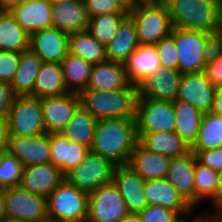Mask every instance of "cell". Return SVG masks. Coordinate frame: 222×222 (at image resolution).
<instances>
[{
  "mask_svg": "<svg viewBox=\"0 0 222 222\" xmlns=\"http://www.w3.org/2000/svg\"><path fill=\"white\" fill-rule=\"evenodd\" d=\"M137 143L135 119H104L97 121L90 150L121 166L127 165Z\"/></svg>",
  "mask_w": 222,
  "mask_h": 222,
  "instance_id": "1",
  "label": "cell"
},
{
  "mask_svg": "<svg viewBox=\"0 0 222 222\" xmlns=\"http://www.w3.org/2000/svg\"><path fill=\"white\" fill-rule=\"evenodd\" d=\"M78 95L80 105L97 121L111 118L135 119L138 99L135 85L128 84L115 91L85 88Z\"/></svg>",
  "mask_w": 222,
  "mask_h": 222,
  "instance_id": "2",
  "label": "cell"
},
{
  "mask_svg": "<svg viewBox=\"0 0 222 222\" xmlns=\"http://www.w3.org/2000/svg\"><path fill=\"white\" fill-rule=\"evenodd\" d=\"M173 27L216 33L222 22V0H162Z\"/></svg>",
  "mask_w": 222,
  "mask_h": 222,
  "instance_id": "3",
  "label": "cell"
},
{
  "mask_svg": "<svg viewBox=\"0 0 222 222\" xmlns=\"http://www.w3.org/2000/svg\"><path fill=\"white\" fill-rule=\"evenodd\" d=\"M135 24L139 44H156L173 28L168 8L162 0H145L128 15Z\"/></svg>",
  "mask_w": 222,
  "mask_h": 222,
  "instance_id": "4",
  "label": "cell"
},
{
  "mask_svg": "<svg viewBox=\"0 0 222 222\" xmlns=\"http://www.w3.org/2000/svg\"><path fill=\"white\" fill-rule=\"evenodd\" d=\"M89 194L64 179L47 197L48 218L61 222H86Z\"/></svg>",
  "mask_w": 222,
  "mask_h": 222,
  "instance_id": "5",
  "label": "cell"
},
{
  "mask_svg": "<svg viewBox=\"0 0 222 222\" xmlns=\"http://www.w3.org/2000/svg\"><path fill=\"white\" fill-rule=\"evenodd\" d=\"M6 120L10 136L47 134L41 98L32 95L15 96Z\"/></svg>",
  "mask_w": 222,
  "mask_h": 222,
  "instance_id": "6",
  "label": "cell"
},
{
  "mask_svg": "<svg viewBox=\"0 0 222 222\" xmlns=\"http://www.w3.org/2000/svg\"><path fill=\"white\" fill-rule=\"evenodd\" d=\"M116 165L99 153L89 150L85 158L65 179L79 190L90 194L102 185L112 182Z\"/></svg>",
  "mask_w": 222,
  "mask_h": 222,
  "instance_id": "7",
  "label": "cell"
},
{
  "mask_svg": "<svg viewBox=\"0 0 222 222\" xmlns=\"http://www.w3.org/2000/svg\"><path fill=\"white\" fill-rule=\"evenodd\" d=\"M211 35L204 31L172 28L170 36L178 52V71L181 74L203 71L204 45Z\"/></svg>",
  "mask_w": 222,
  "mask_h": 222,
  "instance_id": "8",
  "label": "cell"
},
{
  "mask_svg": "<svg viewBox=\"0 0 222 222\" xmlns=\"http://www.w3.org/2000/svg\"><path fill=\"white\" fill-rule=\"evenodd\" d=\"M135 120L137 134L173 131L176 126L173 102L138 97Z\"/></svg>",
  "mask_w": 222,
  "mask_h": 222,
  "instance_id": "9",
  "label": "cell"
},
{
  "mask_svg": "<svg viewBox=\"0 0 222 222\" xmlns=\"http://www.w3.org/2000/svg\"><path fill=\"white\" fill-rule=\"evenodd\" d=\"M7 219L40 222L48 218L47 197L33 194L20 185L4 188Z\"/></svg>",
  "mask_w": 222,
  "mask_h": 222,
  "instance_id": "10",
  "label": "cell"
},
{
  "mask_svg": "<svg viewBox=\"0 0 222 222\" xmlns=\"http://www.w3.org/2000/svg\"><path fill=\"white\" fill-rule=\"evenodd\" d=\"M128 214L124 199L113 182L89 194L86 222H119Z\"/></svg>",
  "mask_w": 222,
  "mask_h": 222,
  "instance_id": "11",
  "label": "cell"
},
{
  "mask_svg": "<svg viewBox=\"0 0 222 222\" xmlns=\"http://www.w3.org/2000/svg\"><path fill=\"white\" fill-rule=\"evenodd\" d=\"M5 7L29 36L52 27L53 5L49 0H14Z\"/></svg>",
  "mask_w": 222,
  "mask_h": 222,
  "instance_id": "12",
  "label": "cell"
},
{
  "mask_svg": "<svg viewBox=\"0 0 222 222\" xmlns=\"http://www.w3.org/2000/svg\"><path fill=\"white\" fill-rule=\"evenodd\" d=\"M144 195L148 205L176 211L184 220L195 213L194 207L166 178L146 180Z\"/></svg>",
  "mask_w": 222,
  "mask_h": 222,
  "instance_id": "13",
  "label": "cell"
},
{
  "mask_svg": "<svg viewBox=\"0 0 222 222\" xmlns=\"http://www.w3.org/2000/svg\"><path fill=\"white\" fill-rule=\"evenodd\" d=\"M29 49L44 63H61L69 53V34L51 27L30 35Z\"/></svg>",
  "mask_w": 222,
  "mask_h": 222,
  "instance_id": "14",
  "label": "cell"
},
{
  "mask_svg": "<svg viewBox=\"0 0 222 222\" xmlns=\"http://www.w3.org/2000/svg\"><path fill=\"white\" fill-rule=\"evenodd\" d=\"M43 119L47 133H60L80 105L78 93L41 97Z\"/></svg>",
  "mask_w": 222,
  "mask_h": 222,
  "instance_id": "15",
  "label": "cell"
},
{
  "mask_svg": "<svg viewBox=\"0 0 222 222\" xmlns=\"http://www.w3.org/2000/svg\"><path fill=\"white\" fill-rule=\"evenodd\" d=\"M215 89L203 72L182 74L176 100L190 103L206 114L211 112Z\"/></svg>",
  "mask_w": 222,
  "mask_h": 222,
  "instance_id": "16",
  "label": "cell"
},
{
  "mask_svg": "<svg viewBox=\"0 0 222 222\" xmlns=\"http://www.w3.org/2000/svg\"><path fill=\"white\" fill-rule=\"evenodd\" d=\"M112 182L122 195L129 214H138L148 206L144 195L145 180L130 167L116 166Z\"/></svg>",
  "mask_w": 222,
  "mask_h": 222,
  "instance_id": "17",
  "label": "cell"
},
{
  "mask_svg": "<svg viewBox=\"0 0 222 222\" xmlns=\"http://www.w3.org/2000/svg\"><path fill=\"white\" fill-rule=\"evenodd\" d=\"M8 152L23 165L47 164L51 161L49 134L10 136Z\"/></svg>",
  "mask_w": 222,
  "mask_h": 222,
  "instance_id": "18",
  "label": "cell"
},
{
  "mask_svg": "<svg viewBox=\"0 0 222 222\" xmlns=\"http://www.w3.org/2000/svg\"><path fill=\"white\" fill-rule=\"evenodd\" d=\"M65 179L61 170L51 163L23 167L20 186L26 191L48 197Z\"/></svg>",
  "mask_w": 222,
  "mask_h": 222,
  "instance_id": "19",
  "label": "cell"
},
{
  "mask_svg": "<svg viewBox=\"0 0 222 222\" xmlns=\"http://www.w3.org/2000/svg\"><path fill=\"white\" fill-rule=\"evenodd\" d=\"M182 74L178 70L160 69L147 76L138 86V97L174 102Z\"/></svg>",
  "mask_w": 222,
  "mask_h": 222,
  "instance_id": "20",
  "label": "cell"
},
{
  "mask_svg": "<svg viewBox=\"0 0 222 222\" xmlns=\"http://www.w3.org/2000/svg\"><path fill=\"white\" fill-rule=\"evenodd\" d=\"M124 69L129 84L135 86L162 69L155 44H140L124 63Z\"/></svg>",
  "mask_w": 222,
  "mask_h": 222,
  "instance_id": "21",
  "label": "cell"
},
{
  "mask_svg": "<svg viewBox=\"0 0 222 222\" xmlns=\"http://www.w3.org/2000/svg\"><path fill=\"white\" fill-rule=\"evenodd\" d=\"M49 144L50 163L58 167L64 176L73 170L90 150L86 146L70 141L61 132L49 133Z\"/></svg>",
  "mask_w": 222,
  "mask_h": 222,
  "instance_id": "22",
  "label": "cell"
},
{
  "mask_svg": "<svg viewBox=\"0 0 222 222\" xmlns=\"http://www.w3.org/2000/svg\"><path fill=\"white\" fill-rule=\"evenodd\" d=\"M170 161L171 157L149 151L138 142L127 166L146 181L166 178Z\"/></svg>",
  "mask_w": 222,
  "mask_h": 222,
  "instance_id": "23",
  "label": "cell"
},
{
  "mask_svg": "<svg viewBox=\"0 0 222 222\" xmlns=\"http://www.w3.org/2000/svg\"><path fill=\"white\" fill-rule=\"evenodd\" d=\"M88 22L84 0L53 4L52 27L70 34L87 30Z\"/></svg>",
  "mask_w": 222,
  "mask_h": 222,
  "instance_id": "24",
  "label": "cell"
},
{
  "mask_svg": "<svg viewBox=\"0 0 222 222\" xmlns=\"http://www.w3.org/2000/svg\"><path fill=\"white\" fill-rule=\"evenodd\" d=\"M196 155L189 152L186 155L171 158L166 179L194 207V175Z\"/></svg>",
  "mask_w": 222,
  "mask_h": 222,
  "instance_id": "25",
  "label": "cell"
},
{
  "mask_svg": "<svg viewBox=\"0 0 222 222\" xmlns=\"http://www.w3.org/2000/svg\"><path fill=\"white\" fill-rule=\"evenodd\" d=\"M139 45L134 21L127 16L106 46L107 61L124 64Z\"/></svg>",
  "mask_w": 222,
  "mask_h": 222,
  "instance_id": "26",
  "label": "cell"
},
{
  "mask_svg": "<svg viewBox=\"0 0 222 222\" xmlns=\"http://www.w3.org/2000/svg\"><path fill=\"white\" fill-rule=\"evenodd\" d=\"M129 84L124 64L105 61L92 66L88 89L115 91Z\"/></svg>",
  "mask_w": 222,
  "mask_h": 222,
  "instance_id": "27",
  "label": "cell"
},
{
  "mask_svg": "<svg viewBox=\"0 0 222 222\" xmlns=\"http://www.w3.org/2000/svg\"><path fill=\"white\" fill-rule=\"evenodd\" d=\"M137 135L138 142L147 150L171 158L180 157L191 152L187 144L174 130Z\"/></svg>",
  "mask_w": 222,
  "mask_h": 222,
  "instance_id": "28",
  "label": "cell"
},
{
  "mask_svg": "<svg viewBox=\"0 0 222 222\" xmlns=\"http://www.w3.org/2000/svg\"><path fill=\"white\" fill-rule=\"evenodd\" d=\"M175 113L174 131L191 148L199 134L203 113L187 102L175 100L173 102Z\"/></svg>",
  "mask_w": 222,
  "mask_h": 222,
  "instance_id": "29",
  "label": "cell"
},
{
  "mask_svg": "<svg viewBox=\"0 0 222 222\" xmlns=\"http://www.w3.org/2000/svg\"><path fill=\"white\" fill-rule=\"evenodd\" d=\"M30 36L6 7H0V50L22 53L29 49Z\"/></svg>",
  "mask_w": 222,
  "mask_h": 222,
  "instance_id": "30",
  "label": "cell"
},
{
  "mask_svg": "<svg viewBox=\"0 0 222 222\" xmlns=\"http://www.w3.org/2000/svg\"><path fill=\"white\" fill-rule=\"evenodd\" d=\"M42 60L30 49L20 54L18 70L11 82L14 94L32 95Z\"/></svg>",
  "mask_w": 222,
  "mask_h": 222,
  "instance_id": "31",
  "label": "cell"
},
{
  "mask_svg": "<svg viewBox=\"0 0 222 222\" xmlns=\"http://www.w3.org/2000/svg\"><path fill=\"white\" fill-rule=\"evenodd\" d=\"M96 124V118L79 105L61 133L70 141H74L90 149L93 143Z\"/></svg>",
  "mask_w": 222,
  "mask_h": 222,
  "instance_id": "32",
  "label": "cell"
},
{
  "mask_svg": "<svg viewBox=\"0 0 222 222\" xmlns=\"http://www.w3.org/2000/svg\"><path fill=\"white\" fill-rule=\"evenodd\" d=\"M63 80L60 63H42L32 96L41 98L46 96H60L68 93Z\"/></svg>",
  "mask_w": 222,
  "mask_h": 222,
  "instance_id": "33",
  "label": "cell"
},
{
  "mask_svg": "<svg viewBox=\"0 0 222 222\" xmlns=\"http://www.w3.org/2000/svg\"><path fill=\"white\" fill-rule=\"evenodd\" d=\"M69 52L92 65L107 61L106 46L99 43L88 30L69 34Z\"/></svg>",
  "mask_w": 222,
  "mask_h": 222,
  "instance_id": "34",
  "label": "cell"
},
{
  "mask_svg": "<svg viewBox=\"0 0 222 222\" xmlns=\"http://www.w3.org/2000/svg\"><path fill=\"white\" fill-rule=\"evenodd\" d=\"M63 80L69 92L79 93L87 88L92 64L70 52L61 61Z\"/></svg>",
  "mask_w": 222,
  "mask_h": 222,
  "instance_id": "35",
  "label": "cell"
},
{
  "mask_svg": "<svg viewBox=\"0 0 222 222\" xmlns=\"http://www.w3.org/2000/svg\"><path fill=\"white\" fill-rule=\"evenodd\" d=\"M222 147V118L211 112L203 115L199 134L190 148L197 155L200 151Z\"/></svg>",
  "mask_w": 222,
  "mask_h": 222,
  "instance_id": "36",
  "label": "cell"
},
{
  "mask_svg": "<svg viewBox=\"0 0 222 222\" xmlns=\"http://www.w3.org/2000/svg\"><path fill=\"white\" fill-rule=\"evenodd\" d=\"M220 173L213 171L211 168L201 164L198 160L195 162L194 175V209L199 203L208 202L213 198Z\"/></svg>",
  "mask_w": 222,
  "mask_h": 222,
  "instance_id": "37",
  "label": "cell"
},
{
  "mask_svg": "<svg viewBox=\"0 0 222 222\" xmlns=\"http://www.w3.org/2000/svg\"><path fill=\"white\" fill-rule=\"evenodd\" d=\"M129 14H102L89 18L87 30L101 44L107 46L117 34L122 21Z\"/></svg>",
  "mask_w": 222,
  "mask_h": 222,
  "instance_id": "38",
  "label": "cell"
},
{
  "mask_svg": "<svg viewBox=\"0 0 222 222\" xmlns=\"http://www.w3.org/2000/svg\"><path fill=\"white\" fill-rule=\"evenodd\" d=\"M23 165L9 152L0 156V188L19 186L22 180Z\"/></svg>",
  "mask_w": 222,
  "mask_h": 222,
  "instance_id": "39",
  "label": "cell"
},
{
  "mask_svg": "<svg viewBox=\"0 0 222 222\" xmlns=\"http://www.w3.org/2000/svg\"><path fill=\"white\" fill-rule=\"evenodd\" d=\"M88 17L102 14H129V10L119 0H84Z\"/></svg>",
  "mask_w": 222,
  "mask_h": 222,
  "instance_id": "40",
  "label": "cell"
},
{
  "mask_svg": "<svg viewBox=\"0 0 222 222\" xmlns=\"http://www.w3.org/2000/svg\"><path fill=\"white\" fill-rule=\"evenodd\" d=\"M138 216L141 222H183L184 219L176 212L159 205L146 206Z\"/></svg>",
  "mask_w": 222,
  "mask_h": 222,
  "instance_id": "41",
  "label": "cell"
},
{
  "mask_svg": "<svg viewBox=\"0 0 222 222\" xmlns=\"http://www.w3.org/2000/svg\"><path fill=\"white\" fill-rule=\"evenodd\" d=\"M163 69L178 70V52L174 39L169 35L155 44Z\"/></svg>",
  "mask_w": 222,
  "mask_h": 222,
  "instance_id": "42",
  "label": "cell"
},
{
  "mask_svg": "<svg viewBox=\"0 0 222 222\" xmlns=\"http://www.w3.org/2000/svg\"><path fill=\"white\" fill-rule=\"evenodd\" d=\"M19 52L0 50V81L12 82L20 62Z\"/></svg>",
  "mask_w": 222,
  "mask_h": 222,
  "instance_id": "43",
  "label": "cell"
},
{
  "mask_svg": "<svg viewBox=\"0 0 222 222\" xmlns=\"http://www.w3.org/2000/svg\"><path fill=\"white\" fill-rule=\"evenodd\" d=\"M196 157L201 164L213 171L218 173L222 171V147L200 151Z\"/></svg>",
  "mask_w": 222,
  "mask_h": 222,
  "instance_id": "44",
  "label": "cell"
},
{
  "mask_svg": "<svg viewBox=\"0 0 222 222\" xmlns=\"http://www.w3.org/2000/svg\"><path fill=\"white\" fill-rule=\"evenodd\" d=\"M222 54V41L217 33L212 34L204 45L205 65L217 61Z\"/></svg>",
  "mask_w": 222,
  "mask_h": 222,
  "instance_id": "45",
  "label": "cell"
},
{
  "mask_svg": "<svg viewBox=\"0 0 222 222\" xmlns=\"http://www.w3.org/2000/svg\"><path fill=\"white\" fill-rule=\"evenodd\" d=\"M15 96L11 84L0 81V119H6Z\"/></svg>",
  "mask_w": 222,
  "mask_h": 222,
  "instance_id": "46",
  "label": "cell"
},
{
  "mask_svg": "<svg viewBox=\"0 0 222 222\" xmlns=\"http://www.w3.org/2000/svg\"><path fill=\"white\" fill-rule=\"evenodd\" d=\"M202 72L212 85L222 87V54L217 61L205 65Z\"/></svg>",
  "mask_w": 222,
  "mask_h": 222,
  "instance_id": "47",
  "label": "cell"
},
{
  "mask_svg": "<svg viewBox=\"0 0 222 222\" xmlns=\"http://www.w3.org/2000/svg\"><path fill=\"white\" fill-rule=\"evenodd\" d=\"M210 204H212V207H214L210 212H202L203 214L222 217V177H219L218 185L216 192L213 196V198L210 200ZM215 209V210H214Z\"/></svg>",
  "mask_w": 222,
  "mask_h": 222,
  "instance_id": "48",
  "label": "cell"
},
{
  "mask_svg": "<svg viewBox=\"0 0 222 222\" xmlns=\"http://www.w3.org/2000/svg\"><path fill=\"white\" fill-rule=\"evenodd\" d=\"M10 131L6 119H0V156L9 150Z\"/></svg>",
  "mask_w": 222,
  "mask_h": 222,
  "instance_id": "49",
  "label": "cell"
},
{
  "mask_svg": "<svg viewBox=\"0 0 222 222\" xmlns=\"http://www.w3.org/2000/svg\"><path fill=\"white\" fill-rule=\"evenodd\" d=\"M211 113L222 118V87L215 89Z\"/></svg>",
  "mask_w": 222,
  "mask_h": 222,
  "instance_id": "50",
  "label": "cell"
},
{
  "mask_svg": "<svg viewBox=\"0 0 222 222\" xmlns=\"http://www.w3.org/2000/svg\"><path fill=\"white\" fill-rule=\"evenodd\" d=\"M192 217L186 218L183 222H222V217L207 215L200 212Z\"/></svg>",
  "mask_w": 222,
  "mask_h": 222,
  "instance_id": "51",
  "label": "cell"
},
{
  "mask_svg": "<svg viewBox=\"0 0 222 222\" xmlns=\"http://www.w3.org/2000/svg\"><path fill=\"white\" fill-rule=\"evenodd\" d=\"M7 218L5 212L4 188H0V222Z\"/></svg>",
  "mask_w": 222,
  "mask_h": 222,
  "instance_id": "52",
  "label": "cell"
},
{
  "mask_svg": "<svg viewBox=\"0 0 222 222\" xmlns=\"http://www.w3.org/2000/svg\"><path fill=\"white\" fill-rule=\"evenodd\" d=\"M123 3V5L128 9L131 10L133 8H136L140 3H142L145 0H119Z\"/></svg>",
  "mask_w": 222,
  "mask_h": 222,
  "instance_id": "53",
  "label": "cell"
},
{
  "mask_svg": "<svg viewBox=\"0 0 222 222\" xmlns=\"http://www.w3.org/2000/svg\"><path fill=\"white\" fill-rule=\"evenodd\" d=\"M119 222H141L138 214H128L122 218Z\"/></svg>",
  "mask_w": 222,
  "mask_h": 222,
  "instance_id": "54",
  "label": "cell"
},
{
  "mask_svg": "<svg viewBox=\"0 0 222 222\" xmlns=\"http://www.w3.org/2000/svg\"><path fill=\"white\" fill-rule=\"evenodd\" d=\"M12 1L14 0H0V7H5Z\"/></svg>",
  "mask_w": 222,
  "mask_h": 222,
  "instance_id": "55",
  "label": "cell"
},
{
  "mask_svg": "<svg viewBox=\"0 0 222 222\" xmlns=\"http://www.w3.org/2000/svg\"><path fill=\"white\" fill-rule=\"evenodd\" d=\"M52 5L53 4H59V3H64V2H69V1H73V0H49Z\"/></svg>",
  "mask_w": 222,
  "mask_h": 222,
  "instance_id": "56",
  "label": "cell"
},
{
  "mask_svg": "<svg viewBox=\"0 0 222 222\" xmlns=\"http://www.w3.org/2000/svg\"><path fill=\"white\" fill-rule=\"evenodd\" d=\"M216 33L222 41V22H221V25L218 27Z\"/></svg>",
  "mask_w": 222,
  "mask_h": 222,
  "instance_id": "57",
  "label": "cell"
},
{
  "mask_svg": "<svg viewBox=\"0 0 222 222\" xmlns=\"http://www.w3.org/2000/svg\"><path fill=\"white\" fill-rule=\"evenodd\" d=\"M40 222H61L59 220H54V219H51V218H46L44 220H41Z\"/></svg>",
  "mask_w": 222,
  "mask_h": 222,
  "instance_id": "58",
  "label": "cell"
},
{
  "mask_svg": "<svg viewBox=\"0 0 222 222\" xmlns=\"http://www.w3.org/2000/svg\"><path fill=\"white\" fill-rule=\"evenodd\" d=\"M2 222H25V221H21V220H14V219H5Z\"/></svg>",
  "mask_w": 222,
  "mask_h": 222,
  "instance_id": "59",
  "label": "cell"
}]
</instances>
